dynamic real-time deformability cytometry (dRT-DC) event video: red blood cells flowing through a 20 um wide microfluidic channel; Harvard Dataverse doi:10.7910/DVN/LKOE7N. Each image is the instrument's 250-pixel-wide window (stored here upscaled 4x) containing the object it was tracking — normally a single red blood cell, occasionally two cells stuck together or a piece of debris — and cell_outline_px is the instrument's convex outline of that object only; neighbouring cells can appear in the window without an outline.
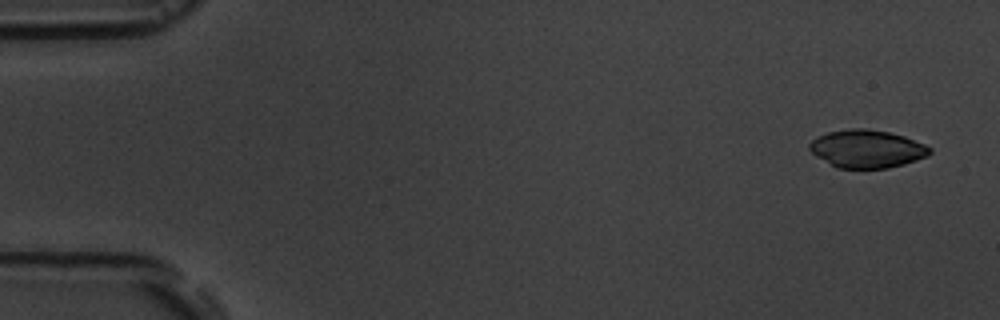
{"species": "common noctule bat (a hibernating species)", "species_latin": "Nyctalus noctula", "temperature_condition": "room temperature", "stored_images_in_passage": 6, "camera_frame_rate_fps": 3000, "um_per_image_px": 0.085, "animal": {"sex": "male", "body_mass_g": 19.5, "forearm_length_mm": 54.6}, "frame": {"image": 1, "passage_image": 1, "time_ms": 0.0, "image_size_px": [1000, 320], "cell_outline_px": [[932, 152], [928, 156], [904, 164], [888, 168], [836, 168], [816, 156], [808, 148], [808, 144], [812, 140], [828, 132], [852, 128], [868, 128], [888, 132], [904, 136], [924, 144], [932, 148]], "centroid_in_image_um": [73.7, 12.65], "position_along_channel_um": 11.3, "area_um2": 26.59}}
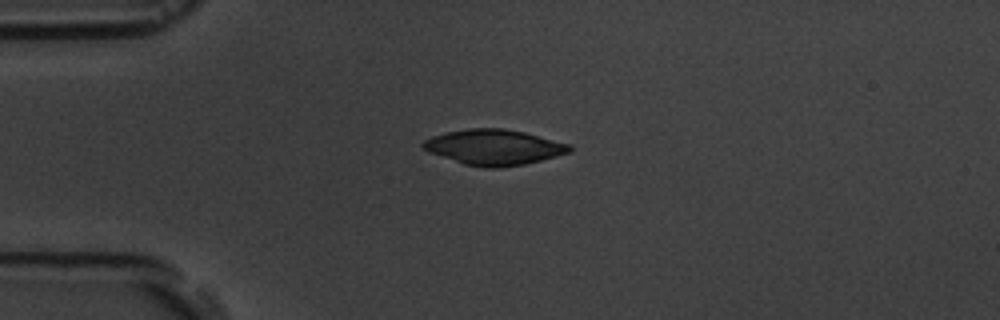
{"frame": {"image": 2, "passage_image": 4, "time_ms": 3.667, "image_size_px": [1000, 320], "cell_outline_px": [[572, 152], [524, 164], [500, 168], [488, 168], [464, 164], [428, 152], [420, 144], [424, 140], [432, 136], [448, 132], [468, 128], [504, 128], [524, 132], [572, 144]], "centroid_in_image_um": [42.01, 12.51], "position_along_channel_um": 43.0, "area_um2": 30.29}}
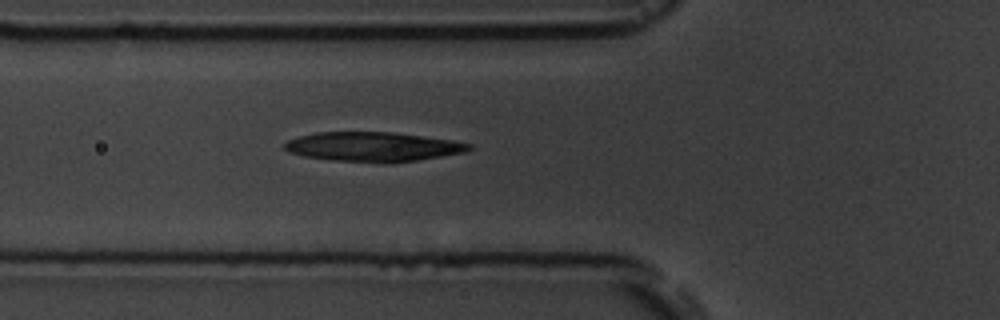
{"frame": {"image": 3, "passage_image": 6, "time_ms": 5.667, "image_size_px": [1000, 320], "cell_outline_px": [[472, 148], [464, 152], [416, 160], [332, 160], [304, 156], [292, 152], [284, 148], [284, 144], [288, 140], [300, 136], [316, 132], [392, 132], [452, 140], [472, 144]], "centroid_in_image_um": [31.69, 12.43], "position_along_channel_um": 94.1, "area_um2": 30.35}}